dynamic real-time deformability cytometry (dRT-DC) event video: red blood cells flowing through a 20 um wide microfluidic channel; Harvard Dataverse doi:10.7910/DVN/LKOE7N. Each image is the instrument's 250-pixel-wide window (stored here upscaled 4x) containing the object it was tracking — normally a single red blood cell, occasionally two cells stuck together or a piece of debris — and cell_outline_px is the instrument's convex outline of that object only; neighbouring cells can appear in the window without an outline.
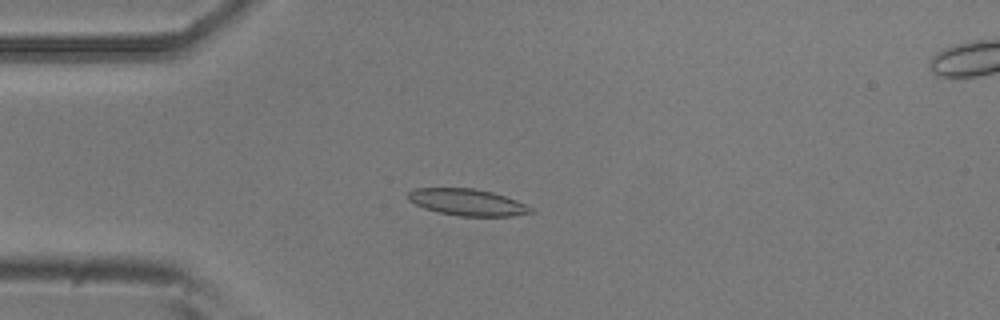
{"species": "common noctule bat (a hibernating species)", "species_latin": "Nyctalus noctula", "temperature_condition": "room temperature", "stored_images_in_passage": 54, "camera_frame_rate_fps": 3000, "um_per_image_px": 0.085, "animal": {"sex": "male", "body_mass_g": 20.5, "forearm_length_mm": 52.5}, "frame": {"image": 1, "passage_image": 14, "time_ms": 4.333, "image_size_px": [1000, 320], "cell_outline_px": [[536, 212], [512, 216], [460, 216], [436, 212], [424, 208], [408, 200], [408, 192], [416, 188], [472, 188], [492, 192], [516, 200], [532, 208]], "centroid_in_image_um": [39.72, 17.2], "position_along_channel_um": 45.3, "area_um2": 19.02}}
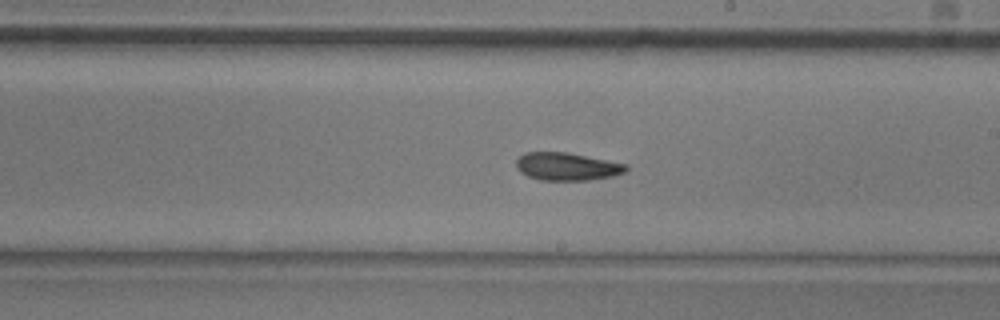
{"frame": {"image": 2, "passage_image": 31, "time_ms": 10.0, "image_size_px": [1000, 320], "cell_outline_px": [[628, 168], [624, 172], [616, 176], [588, 180], [540, 180], [528, 176], [520, 172], [516, 168], [516, 160], [524, 152], [568, 152], [628, 164]], "centroid_in_image_um": [48.2, 14.15], "position_along_channel_um": 240.8, "area_um2": 17.98}}
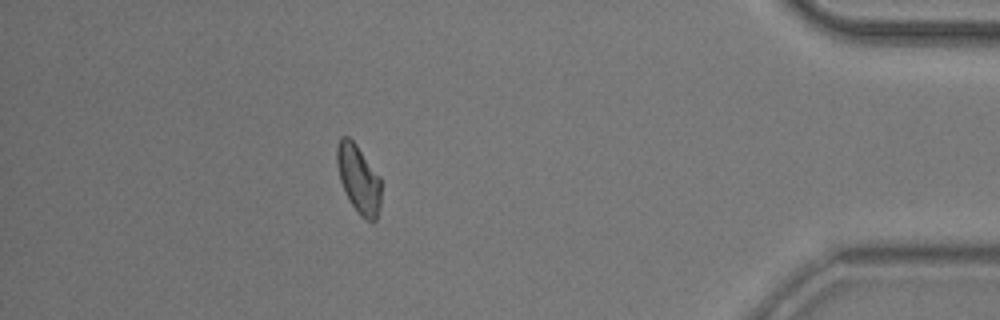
{"frame": {"image": 3, "passage_image": 48, "time_ms": 15.667, "image_size_px": [1000, 320], "cell_outline_px": [[380, 208], [376, 220], [372, 224], [360, 216], [356, 212], [340, 180], [336, 164], [336, 148], [340, 136], [348, 136], [356, 144], [380, 176]], "centroid_in_image_um": [30.48, 15.22], "position_along_channel_um": 404.7, "area_um2": 17.69}}